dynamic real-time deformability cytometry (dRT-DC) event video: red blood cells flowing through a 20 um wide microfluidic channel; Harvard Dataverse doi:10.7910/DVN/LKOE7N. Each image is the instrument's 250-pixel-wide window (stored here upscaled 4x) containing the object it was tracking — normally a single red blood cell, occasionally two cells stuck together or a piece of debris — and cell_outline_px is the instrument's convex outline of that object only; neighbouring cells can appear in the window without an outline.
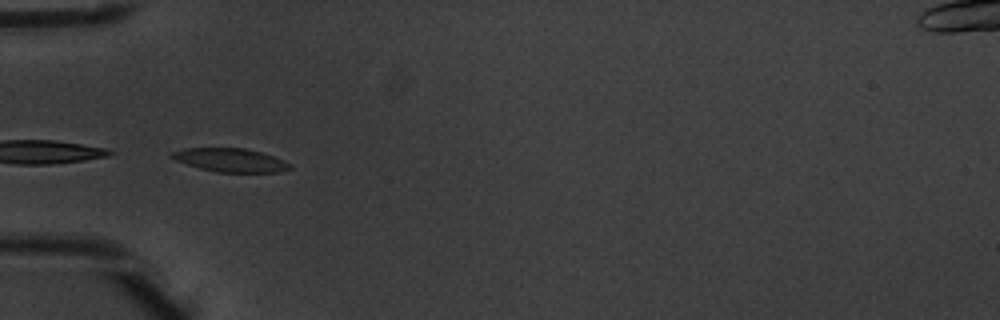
{"species": "common noctule bat (a hibernating species)", "species_latin": "Nyctalus noctula", "temperature_condition": "warm", "stored_images_in_passage": 6, "camera_frame_rate_fps": 3000, "um_per_image_px": 0.085, "animal": {"sex": "male", "body_mass_g": 20.1, "forearm_length_mm": 53.5}, "frame": {"image": 1, "passage_image": 5, "time_ms": 1.333, "image_size_px": [1000, 320], "cell_outline_px": [[292, 168], [280, 172], [216, 172], [200, 168], [176, 160], [168, 156], [172, 152], [184, 148], [244, 148], [260, 152], [284, 160], [292, 164]], "centroid_in_image_um": [19.6, 13.61], "position_along_channel_um": 65.4, "area_um2": 16.13}}